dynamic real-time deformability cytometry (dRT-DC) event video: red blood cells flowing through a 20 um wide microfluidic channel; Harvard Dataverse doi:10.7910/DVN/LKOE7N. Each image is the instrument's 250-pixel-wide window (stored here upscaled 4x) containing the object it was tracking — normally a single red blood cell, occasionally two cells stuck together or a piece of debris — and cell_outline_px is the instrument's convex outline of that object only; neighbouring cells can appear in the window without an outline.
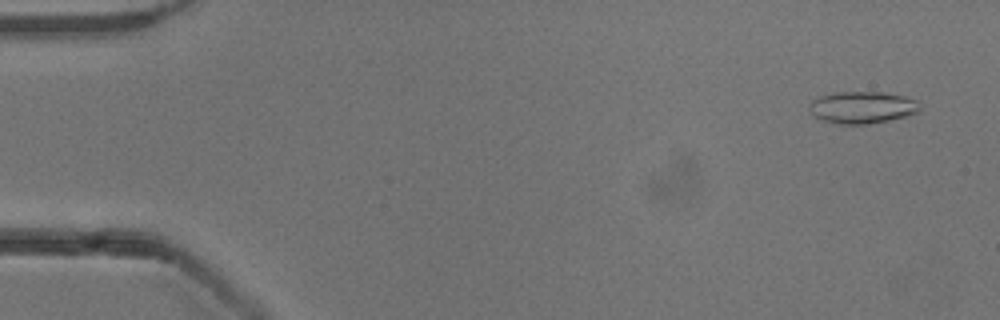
{"species": "common noctule bat (a hibernating species)", "species_latin": "Nyctalus noctula", "temperature_condition": "cold", "stored_images_in_passage": 53, "camera_frame_rate_fps": 3000, "um_per_image_px": 0.085, "animal": {"sex": "male", "body_mass_g": 13.3}, "frame": {"image": 1, "passage_image": 3, "time_ms": 0.667, "image_size_px": [1000, 320], "cell_outline_px": [[920, 108], [916, 112], [908, 116], [868, 124], [836, 124], [820, 120], [812, 116], [808, 104], [812, 100], [820, 96], [836, 92], [884, 92], [904, 96], [916, 100]], "centroid_in_image_um": [73.24, 9.13], "position_along_channel_um": 11.8, "area_um2": 20.75}}
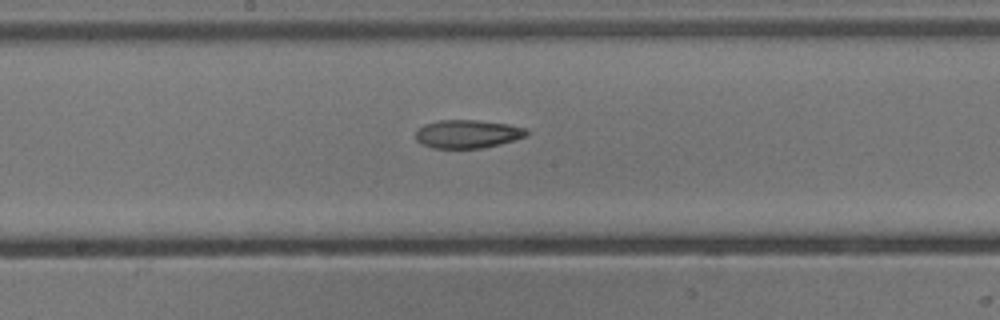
{"frame": {"image": 2, "passage_image": 28, "time_ms": 9.0, "image_size_px": [1000, 320], "cell_outline_px": [[528, 136], [516, 140], [500, 144], [480, 148], [432, 148], [420, 144], [416, 140], [416, 132], [424, 124], [440, 120], [476, 120], [508, 124], [524, 128], [528, 132]], "centroid_in_image_um": [39.74, 11.39], "position_along_channel_um": 208.5, "area_um2": 18.32}}
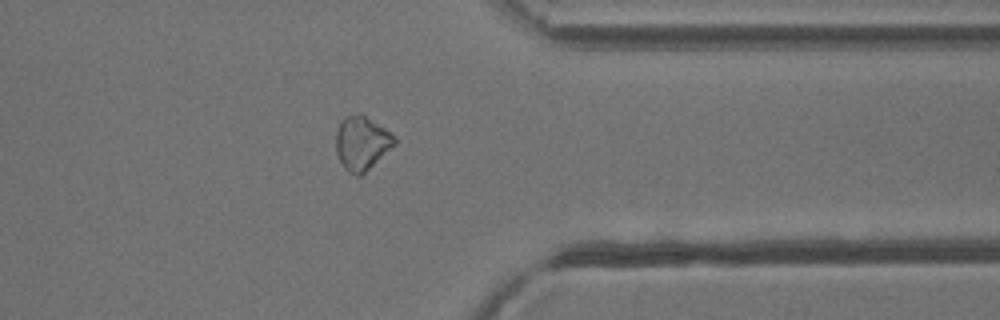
{"frame": {"image": 3, "passage_image": 42, "time_ms": 13.667, "image_size_px": [1000, 320], "cell_outline_px": [[396, 144], [360, 176], [356, 176], [348, 172], [344, 168], [336, 152], [336, 132], [340, 120], [344, 116], [360, 112], [396, 136]], "centroid_in_image_um": [30.73, 12.14], "position_along_channel_um": 380.7, "area_um2": 18.44}}